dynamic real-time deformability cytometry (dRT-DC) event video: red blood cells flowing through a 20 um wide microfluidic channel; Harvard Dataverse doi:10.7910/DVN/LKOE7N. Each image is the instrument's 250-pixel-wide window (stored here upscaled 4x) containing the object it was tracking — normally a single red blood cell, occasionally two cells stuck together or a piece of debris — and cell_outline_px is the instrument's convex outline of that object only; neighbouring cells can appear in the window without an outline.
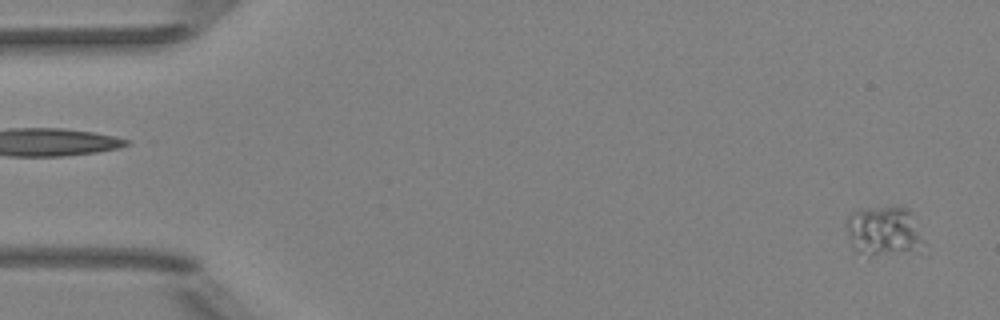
{"species": "Egyptian fruit bat (a non-hibernating species)", "species_latin": "Rousettus aegyptiacus", "temperature_condition": "room temperature", "stored_images_in_passage": 53, "camera_frame_rate_fps": 3000, "um_per_image_px": 0.085, "animal": {"sex": "female"}, "frame": {"image": 1, "passage_image": 3, "time_ms": 0.667, "image_size_px": [1000, 320], "cell_outline_px": [[924, 240], [912, 248], [872, 256], [868, 256], [856, 252], [852, 248], [844, 224], [848, 216], [852, 212], [868, 208], [908, 208], [912, 212]], "centroid_in_image_um": [75.01, 19.61], "position_along_channel_um": 10.0, "area_um2": 21.68}}
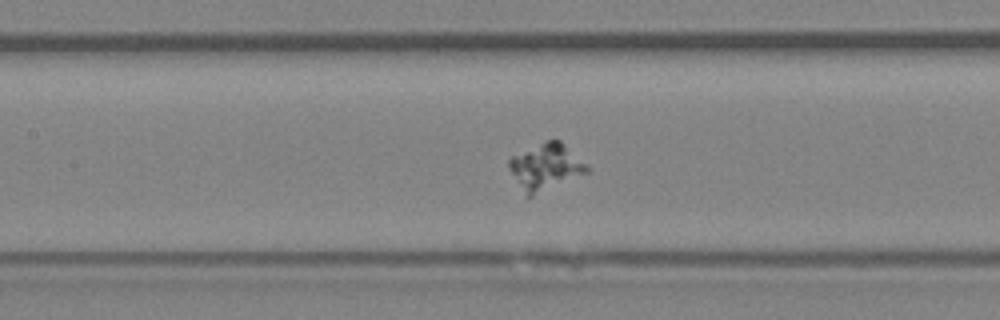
{"frame": {"image": 2, "passage_image": 25, "time_ms": 8.0, "image_size_px": [1000, 320], "cell_outline_px": [[588, 172], [528, 200], [524, 196], [508, 168], [508, 160], [512, 156], [548, 140], [560, 140], [588, 168]], "centroid_in_image_um": [46.31, 14.26], "position_along_channel_um": 161.1, "area_um2": 21.04}}
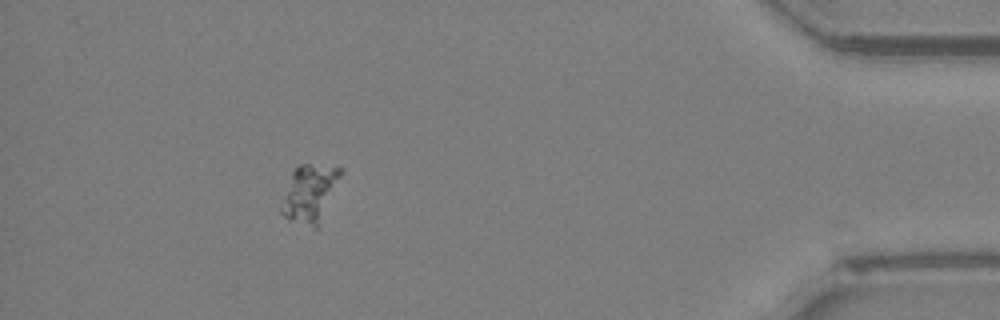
{"frame": {"image": 3, "passage_image": 48, "time_ms": 15.667, "image_size_px": [1000, 320], "cell_outline_px": [[344, 172], [316, 228], [312, 228], [288, 220], [280, 212], [280, 208], [292, 172], [300, 164], [340, 164], [344, 168]], "centroid_in_image_um": [26.38, 16.38], "position_along_channel_um": 408.8, "area_um2": 20.0}}